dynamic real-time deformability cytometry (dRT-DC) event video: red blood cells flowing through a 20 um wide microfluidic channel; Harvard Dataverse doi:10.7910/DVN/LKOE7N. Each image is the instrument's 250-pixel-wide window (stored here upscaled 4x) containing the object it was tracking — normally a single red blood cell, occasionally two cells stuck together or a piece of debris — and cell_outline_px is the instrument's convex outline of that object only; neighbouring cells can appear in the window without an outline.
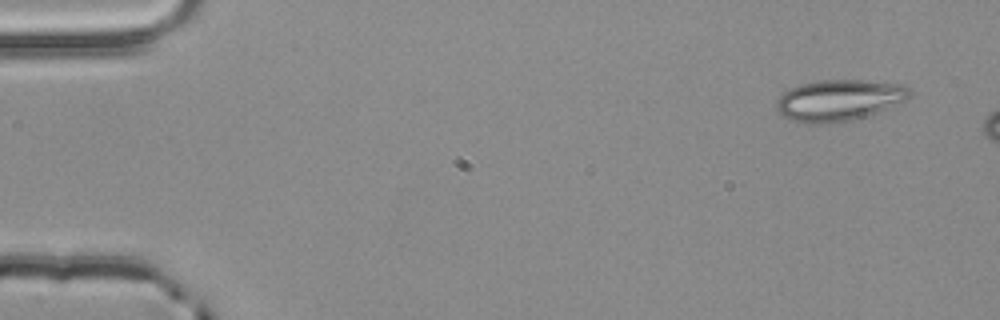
{"species": "common noctule bat (a hibernating species)", "species_latin": "Nyctalus noctula", "temperature_condition": "room temperature", "stored_images_in_passage": 3, "segment_of_instrument_passage": [2, 2], "camera_frame_rate_fps": 3000, "um_per_image_px": 0.085, "animal": {"sex": "male", "body_mass_g": 20.4}, "frame": {"image": 1, "passage_image": 3, "time_ms": 0.667, "image_size_px": [1000, 320], "cell_outline_px": [[912, 92], [904, 100], [876, 112], [864, 116], [848, 120], [824, 124], [804, 124], [792, 120], [784, 116], [776, 108], [776, 100], [788, 88], [820, 80], [860, 80], [900, 84], [908, 88]], "centroid_in_image_um": [71.25, 8.52], "position_along_channel_um": 13.7, "area_um2": 31.5}}